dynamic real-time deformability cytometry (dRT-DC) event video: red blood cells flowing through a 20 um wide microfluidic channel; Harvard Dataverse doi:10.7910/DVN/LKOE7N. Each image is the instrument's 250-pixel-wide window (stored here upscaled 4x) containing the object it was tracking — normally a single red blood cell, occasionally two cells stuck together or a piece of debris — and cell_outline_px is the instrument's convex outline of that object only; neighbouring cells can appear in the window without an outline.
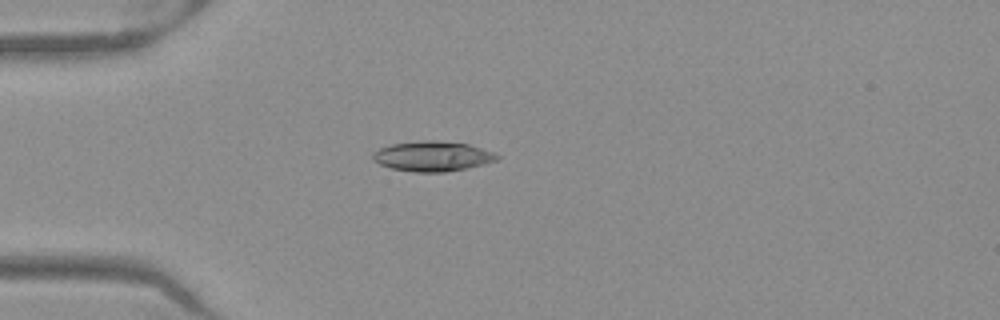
{"species": "Egyptian fruit bat (a non-hibernating species)", "species_latin": "Rousettus aegyptiacus", "temperature_condition": "warm", "stored_images_in_passage": 38, "camera_frame_rate_fps": 3000, "um_per_image_px": 0.085, "frame": {"image": 1, "passage_image": 1, "time_ms": 0.0, "image_size_px": [1000, 320], "cell_outline_px": [[500, 156], [496, 160], [464, 168], [444, 172], [412, 172], [392, 168], [380, 164], [372, 160], [372, 152], [380, 148], [392, 144], [424, 140], [432, 140], [468, 144], [492, 152]], "centroid_in_image_um": [36.69, 13.28], "position_along_channel_um": 48.3, "area_um2": 21.39}}
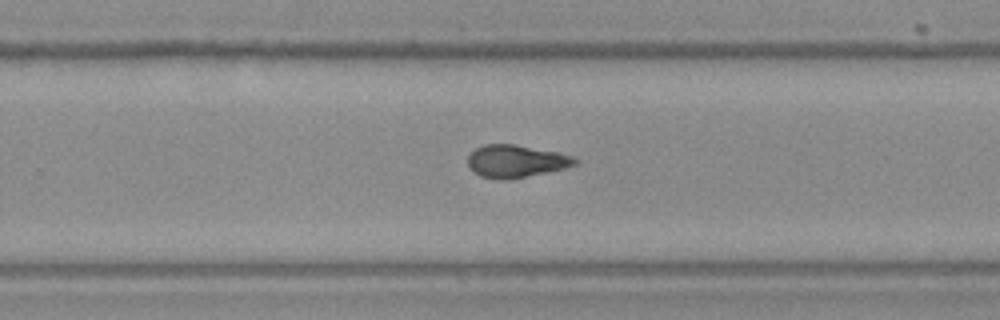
{"frame": {"image": 2, "passage_image": 20, "time_ms": 6.333, "image_size_px": [1000, 320], "cell_outline_px": [[580, 164], [564, 168], [508, 180], [500, 180], [480, 176], [468, 164], [468, 156], [476, 148], [484, 144], [516, 144], [556, 152], [572, 156], [580, 160]], "centroid_in_image_um": [43.88, 13.7], "position_along_channel_um": 285.9, "area_um2": 20.23}}
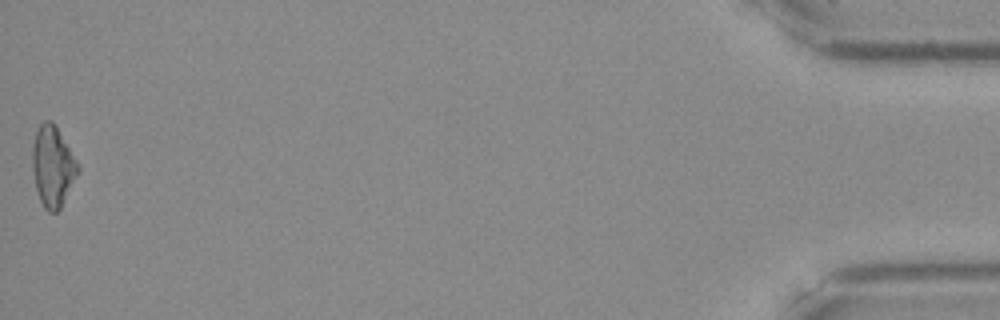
{"frame": {"image": 3, "passage_image": 38, "time_ms": 12.333, "image_size_px": [1000, 320], "cell_outline_px": [[80, 172], [60, 208], [56, 212], [48, 212], [44, 208], [40, 200], [36, 188], [32, 172], [32, 144], [36, 132], [40, 124], [44, 120], [52, 120], [76, 160], [80, 168]], "centroid_in_image_um": [4.47, 14.15], "position_along_channel_um": 430.7, "area_um2": 21.39}, "authors_computed_cell_mechanics": {"area_um2": 20.4323, "velocity_mm_per_s": 4.0012, "shape_relaxation_time_tau1_ms": null, "shape_relaxation_time_tau2_ms": 2.7386, "deformation_change_tau1": null, "deformation_change_tau2": 0.0864}}